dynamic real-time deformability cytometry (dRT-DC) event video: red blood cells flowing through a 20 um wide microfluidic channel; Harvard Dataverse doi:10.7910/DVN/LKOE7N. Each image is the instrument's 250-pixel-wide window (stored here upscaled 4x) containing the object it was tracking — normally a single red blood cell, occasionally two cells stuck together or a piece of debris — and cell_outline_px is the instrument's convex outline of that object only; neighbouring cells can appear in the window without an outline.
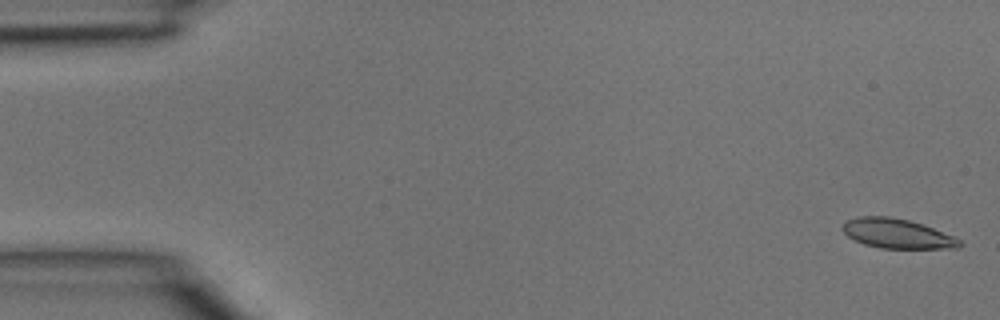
{"species": "common noctule bat (a hibernating species)", "species_latin": "Nyctalus noctula", "temperature_condition": "room temperature", "stored_images_in_passage": 5, "segment_of_instrument_passage": [1, 2], "camera_frame_rate_fps": 3000, "um_per_image_px": 0.085, "animal": {"sex": "male", "body_mass_g": 15.6}, "frame": {"image": 1, "passage_image": 1, "time_ms": 0.0, "image_size_px": [1000, 320], "cell_outline_px": [[964, 244], [960, 248], [880, 248], [864, 244], [848, 236], [840, 228], [848, 220], [856, 216], [888, 216], [908, 220], [932, 228], [952, 236], [960, 240]], "centroid_in_image_um": [76.24, 19.86], "position_along_channel_um": 8.8, "area_um2": 19.94}}